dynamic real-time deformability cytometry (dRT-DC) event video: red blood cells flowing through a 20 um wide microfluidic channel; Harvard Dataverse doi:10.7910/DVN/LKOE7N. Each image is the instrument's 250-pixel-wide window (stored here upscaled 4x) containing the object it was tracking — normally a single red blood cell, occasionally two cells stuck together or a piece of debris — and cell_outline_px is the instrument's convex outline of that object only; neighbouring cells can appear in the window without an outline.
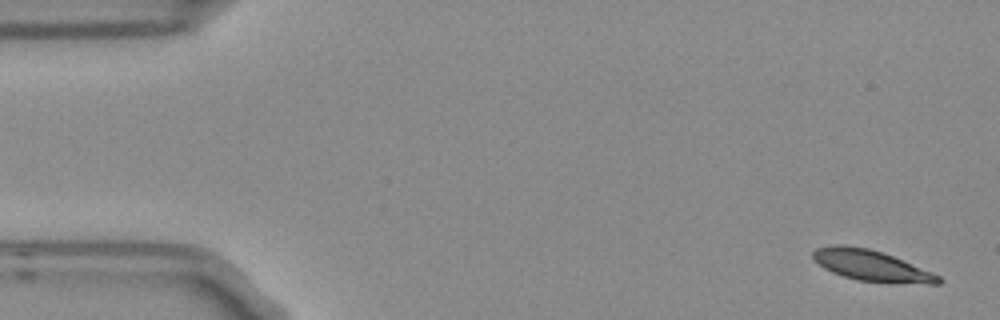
{"species": "Egyptian fruit bat (a non-hibernating species)", "species_latin": "Rousettus aegyptiacus", "temperature_condition": "room temperature", "stored_images_in_passage": 5, "camera_frame_rate_fps": 3000, "um_per_image_px": 0.085, "frame": {"image": 1, "passage_image": 1, "time_ms": 0.0, "image_size_px": [1000, 320], "cell_outline_px": [[944, 280], [940, 284], [928, 284], [856, 280], [832, 272], [824, 268], [812, 256], [812, 252], [816, 248], [836, 244], [844, 244], [868, 248], [892, 256], [932, 272], [940, 276]], "centroid_in_image_um": [74.07, 22.57], "position_along_channel_um": 10.9, "area_um2": 22.25}}
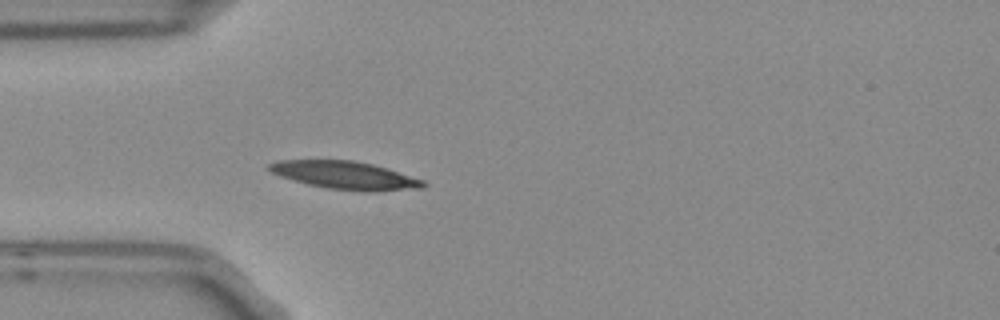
{"frame": {"image": 2, "passage_image": 5, "time_ms": 1.333, "image_size_px": [1000, 320], "cell_outline_px": [[428, 184], [424, 188], [376, 192], [364, 192], [328, 188], [308, 184], [280, 176], [272, 172], [268, 168], [268, 164], [280, 160], [352, 160], [372, 164], [388, 168], [424, 180]], "centroid_in_image_um": [29.41, 14.91], "position_along_channel_um": 55.6, "area_um2": 25.2}}